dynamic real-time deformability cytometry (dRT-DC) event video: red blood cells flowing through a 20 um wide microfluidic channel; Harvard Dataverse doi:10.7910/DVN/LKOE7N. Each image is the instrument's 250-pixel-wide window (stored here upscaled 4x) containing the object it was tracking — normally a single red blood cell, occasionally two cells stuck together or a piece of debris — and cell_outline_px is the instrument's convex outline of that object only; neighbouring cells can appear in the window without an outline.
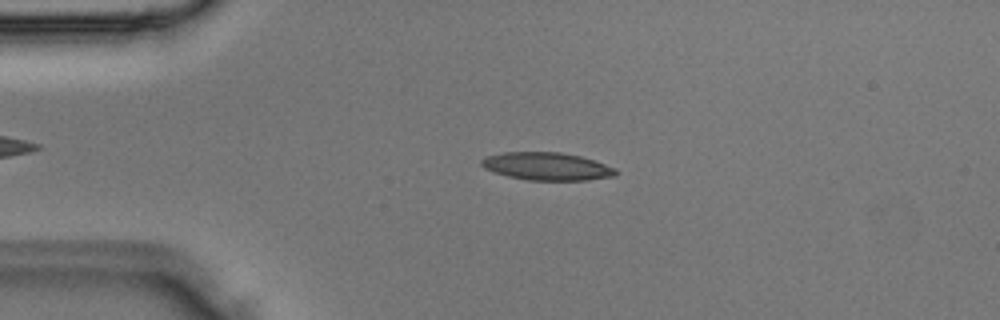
{"species": "Egyptian fruit bat (a non-hibernating species)", "species_latin": "Rousettus aegyptiacus", "temperature_condition": "room temperature", "stored_images_in_passage": 3, "camera_frame_rate_fps": 3000, "um_per_image_px": 0.085, "animal": {"sex": "male"}, "frame": {"image": 1, "passage_image": 3, "time_ms": 0.667, "image_size_px": [1000, 320], "cell_outline_px": [[616, 176], [588, 180], [528, 180], [508, 176], [492, 172], [484, 168], [480, 164], [480, 160], [484, 156], [504, 152], [560, 152], [580, 156], [616, 168]], "centroid_in_image_um": [46.43, 14.14], "position_along_channel_um": 38.6, "area_um2": 21.79}}